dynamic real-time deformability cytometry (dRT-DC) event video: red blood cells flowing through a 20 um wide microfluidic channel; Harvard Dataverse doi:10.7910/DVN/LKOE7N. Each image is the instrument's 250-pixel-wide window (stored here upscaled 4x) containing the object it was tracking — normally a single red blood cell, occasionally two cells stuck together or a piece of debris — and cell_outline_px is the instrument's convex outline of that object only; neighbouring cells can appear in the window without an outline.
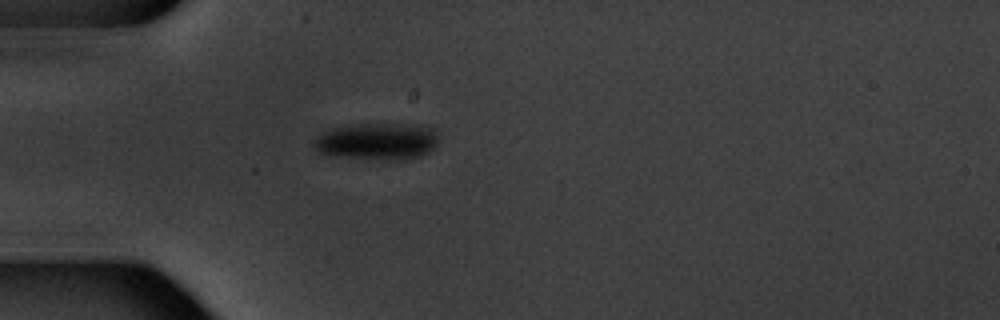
{"species": "common noctule bat (a hibernating species)", "species_latin": "Nyctalus noctula", "temperature_condition": "warm", "stored_images_in_passage": 1, "camera_frame_rate_fps": 3000, "um_per_image_px": 0.085, "animal": {"sex": "male", "body_mass_g": 20.1, "forearm_length_mm": 53.5}, "frame": {"image": 1, "passage_image": 1, "time_ms": 0.0, "image_size_px": [1000, 320], "cell_outline_px": [[440, 140], [436, 148], [420, 156], [404, 160], [396, 160], [328, 156], [316, 152], [312, 144], [312, 140], [316, 136], [332, 128], [360, 124], [400, 124], [432, 128], [440, 136]], "centroid_in_image_um": [32.05, 12.03], "position_along_channel_um": 53.0, "area_um2": 27.17}}